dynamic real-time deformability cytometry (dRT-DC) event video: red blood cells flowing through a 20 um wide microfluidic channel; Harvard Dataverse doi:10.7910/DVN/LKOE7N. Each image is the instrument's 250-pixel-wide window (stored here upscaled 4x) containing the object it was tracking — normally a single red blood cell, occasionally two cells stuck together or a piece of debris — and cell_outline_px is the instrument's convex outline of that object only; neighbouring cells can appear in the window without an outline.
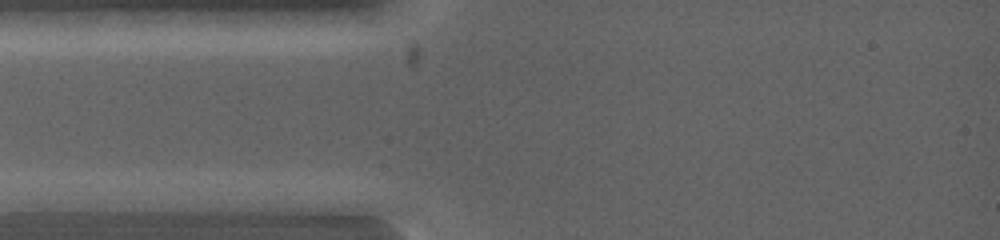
{"species": "common noctule bat (a hibernating species)", "species_latin": "Nyctalus noctula", "temperature_condition": "warm", "stored_images_in_passage": 3, "camera_frame_rate_fps": 5000, "um_per_image_px": 0.085, "animal": {"sex": "female", "body_mass_g": 19.0, "forearm_length_mm": 53.3}, "frame": {"image": 1, "passage_image": 1, "time_ms": 0.0, "image_size_px": [1000, 240], "cell_outline_px": [[176, 200], [164, 212], [20, 212], [12, 200], [64, 192], [164, 192]], "centroid_in_image_um": [8.22, 17.2], "position_along_channel_um": 76.8, "area_um2": 20.98}}